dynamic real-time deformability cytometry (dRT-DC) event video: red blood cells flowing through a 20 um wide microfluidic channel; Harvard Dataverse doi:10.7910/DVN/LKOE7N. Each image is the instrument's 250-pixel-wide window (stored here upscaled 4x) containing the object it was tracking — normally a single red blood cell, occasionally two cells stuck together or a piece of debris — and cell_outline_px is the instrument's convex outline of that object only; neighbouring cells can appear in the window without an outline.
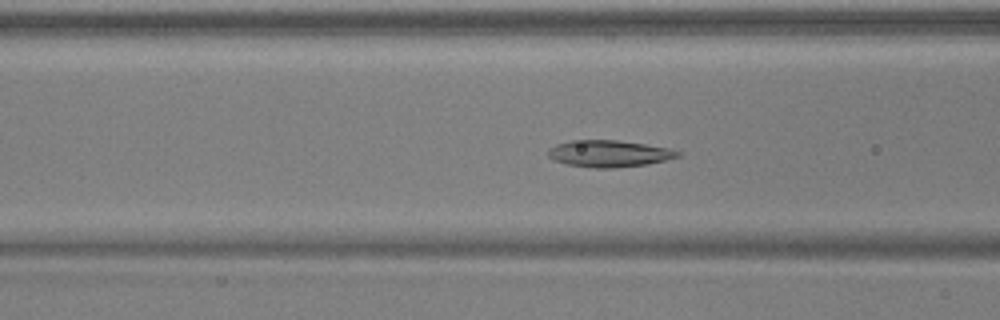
{"species": "common noctule bat (a hibernating species)", "species_latin": "Nyctalus noctula", "temperature_condition": "warm", "stored_images_in_passage": 52, "camera_frame_rate_fps": 3000, "um_per_image_px": 0.085, "animal": {"sex": "male", "body_mass_g": 17.9, "forearm_length_mm": 54.2}, "frame": {"image": 1, "passage_image": 21, "time_ms": 6.667, "image_size_px": [1000, 320], "cell_outline_px": [[680, 156], [648, 164], [612, 168], [592, 168], [568, 164], [556, 160], [548, 156], [548, 148], [556, 144], [572, 140], [616, 140], [644, 144], [668, 148], [680, 152]], "centroid_in_image_um": [51.75, 13.05], "position_along_channel_um": 114.9, "area_um2": 20.0}}
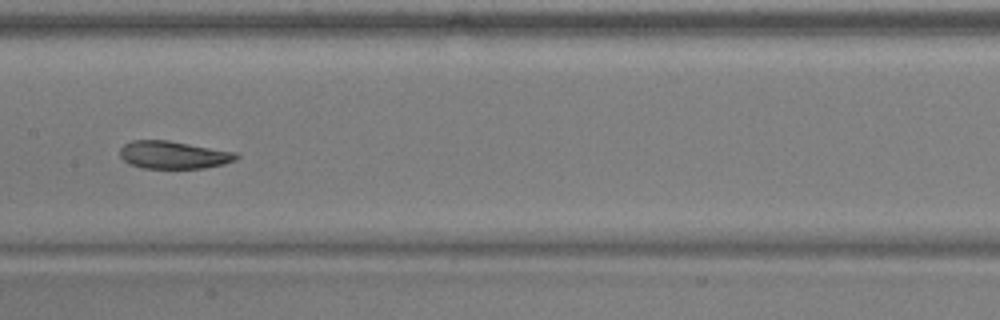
{"frame": {"image": 2, "passage_image": 27, "time_ms": 8.667, "image_size_px": [1000, 320], "cell_outline_px": [[240, 156], [236, 160], [224, 164], [204, 168], [144, 168], [128, 164], [120, 156], [120, 148], [124, 144], [132, 140], [168, 140], [240, 152]], "centroid_in_image_um": [14.8, 13.16], "position_along_channel_um": 192.6, "area_um2": 19.07}}
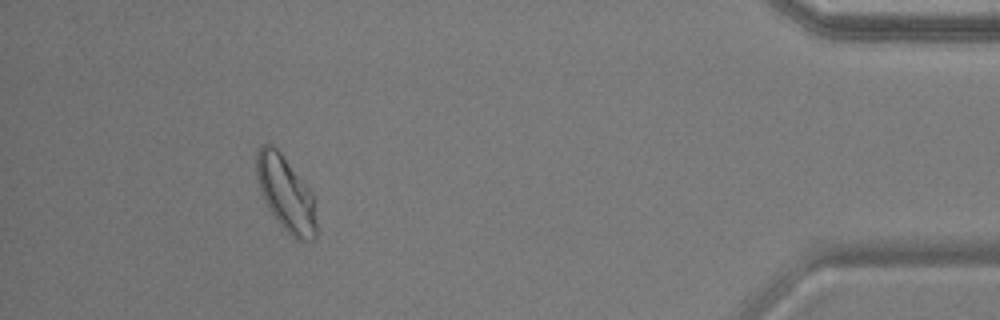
{"frame": {"image": 3, "passage_image": 48, "time_ms": 15.667, "image_size_px": [1000, 320], "cell_outline_px": [[316, 236], [312, 240], [296, 240], [276, 220], [268, 208], [260, 192], [256, 176], [256, 152], [264, 144], [272, 144], [280, 152], [312, 192], [316, 224]], "centroid_in_image_um": [24.27, 16.46], "position_along_channel_um": 410.9, "area_um2": 25.89}, "authors_computed_cell_mechanics": {"area_um2": 20.6924, "velocity_mm_per_s": 3.8861, "shape_relaxation_time_tau1_ms": 3.6598, "shape_relaxation_time_tau2_ms": 2.5644, "deformation_change_tau1": 0.1359, "deformation_change_tau2": 0.0701}}